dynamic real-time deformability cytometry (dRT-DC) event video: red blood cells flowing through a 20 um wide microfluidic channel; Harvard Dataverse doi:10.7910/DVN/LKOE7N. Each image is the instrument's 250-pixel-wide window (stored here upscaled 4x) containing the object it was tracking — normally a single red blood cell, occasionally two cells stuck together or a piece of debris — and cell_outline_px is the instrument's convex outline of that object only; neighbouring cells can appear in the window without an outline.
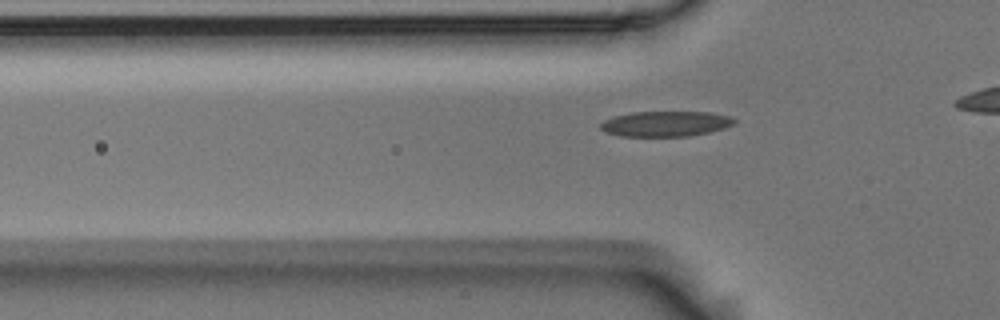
{"species": "Egyptian fruit bat (a non-hibernating species)", "species_latin": "Rousettus aegyptiacus", "temperature_condition": "room temperature", "stored_images_in_passage": 36, "camera_frame_rate_fps": 3000, "um_per_image_px": 0.085, "animal": {"sex": "male"}, "frame": {"image": 1, "passage_image": 9, "time_ms": 2.667, "image_size_px": [1000, 320], "cell_outline_px": [[736, 120], [732, 124], [724, 128], [708, 132], [688, 136], [620, 136], [604, 132], [600, 128], [600, 124], [604, 120], [612, 116], [632, 112], [708, 112], [732, 116]], "centroid_in_image_um": [56.54, 10.51], "position_along_channel_um": 69.3, "area_um2": 19.77}}
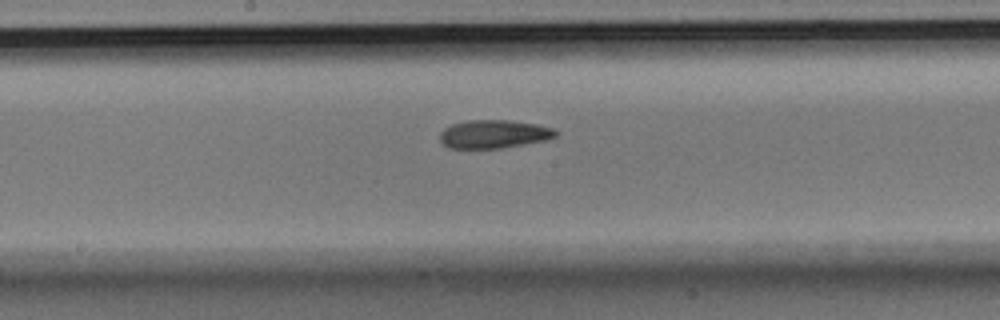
{"frame": {"image": 2, "passage_image": 20, "time_ms": 6.333, "image_size_px": [1000, 320], "cell_outline_px": [[556, 136], [544, 140], [524, 144], [500, 148], [448, 148], [440, 140], [440, 132], [444, 128], [452, 124], [464, 120], [508, 120], [536, 124], [552, 128], [556, 132]], "centroid_in_image_um": [41.92, 11.39], "position_along_channel_um": 206.3, "area_um2": 18.96}}
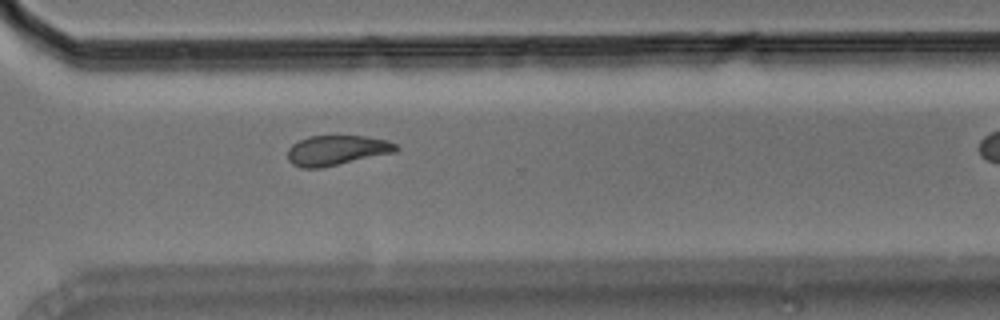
{"frame": {"image": 3, "passage_image": 31, "time_ms": 10.0, "image_size_px": [1000, 320], "cell_outline_px": [[400, 148], [396, 152], [320, 168], [300, 168], [292, 164], [288, 160], [288, 148], [292, 144], [308, 136], [364, 136], [384, 140], [396, 144]], "centroid_in_image_um": [28.6, 12.78], "position_along_channel_um": 342.0, "area_um2": 18.84}}